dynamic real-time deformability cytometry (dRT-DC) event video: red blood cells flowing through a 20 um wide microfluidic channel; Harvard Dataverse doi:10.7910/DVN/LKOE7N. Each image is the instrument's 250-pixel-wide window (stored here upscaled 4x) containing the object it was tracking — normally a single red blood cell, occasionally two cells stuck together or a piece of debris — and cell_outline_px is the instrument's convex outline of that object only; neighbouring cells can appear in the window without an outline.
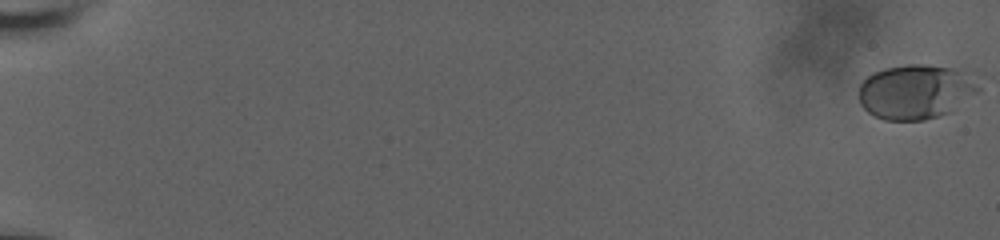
{"species": "human", "species_latin": "Homo sapiens", "temperature_condition": "room temperature", "stored_images_in_passage": 21, "camera_frame_rate_fps": 3000, "um_per_image_px": 0.085, "donor": {"sex": "male"}, "frame": {"image": 1, "passage_image": 1, "time_ms": 0.0, "image_size_px": [1000, 240], "cell_outline_px": [[980, 88], [976, 92], [948, 112], [940, 116], [924, 120], [884, 120], [872, 116], [860, 104], [860, 84], [872, 72], [884, 68], [908, 64], [924, 64], [948, 68], [956, 72]], "centroid_in_image_um": [77.68, 7.83], "position_along_channel_um": 7.3, "area_um2": 36.88}}
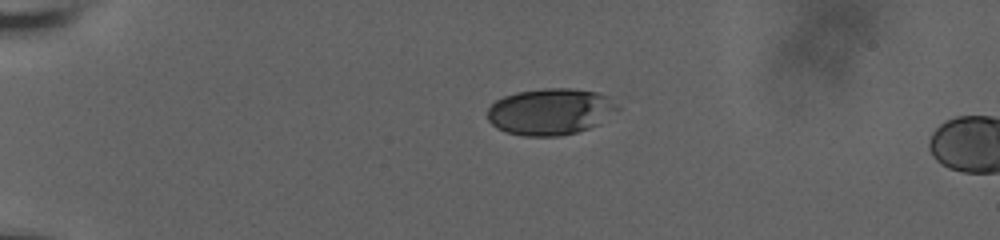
{"frame": {"image": 2, "passage_image": 17, "time_ms": 5.333, "image_size_px": [1000, 240], "cell_outline_px": [[620, 108], [600, 124], [576, 132], [560, 136], [524, 136], [504, 132], [496, 128], [488, 120], [488, 108], [496, 100], [504, 96], [516, 92], [544, 88], [572, 88], [596, 92], [608, 96]], "centroid_in_image_um": [46.77, 9.49], "position_along_channel_um": 38.2, "area_um2": 35.43}}